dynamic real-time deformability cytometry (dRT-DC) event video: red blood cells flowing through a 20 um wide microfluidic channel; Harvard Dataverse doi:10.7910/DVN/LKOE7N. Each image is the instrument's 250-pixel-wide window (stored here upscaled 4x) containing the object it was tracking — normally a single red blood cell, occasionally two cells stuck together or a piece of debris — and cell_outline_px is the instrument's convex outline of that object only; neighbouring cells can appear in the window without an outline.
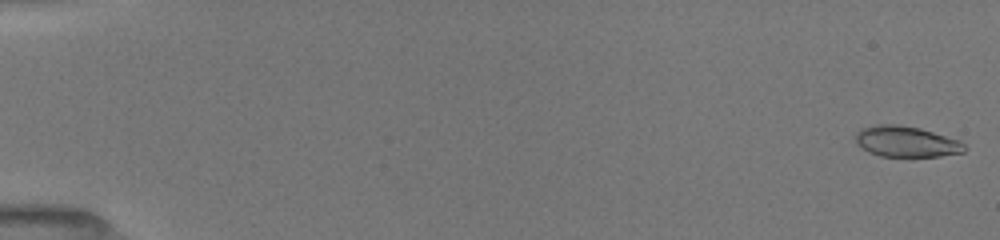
{"species": "common noctule bat (a hibernating species)", "species_latin": "Nyctalus noctula", "temperature_condition": "room temperature", "stored_images_in_passage": 52, "camera_frame_rate_fps": 3000, "um_per_image_px": 0.085, "animal": {"sex": "female", "body_mass_g": 19.5, "forearm_length_mm": 54.1}, "frame": {"image": 1, "passage_image": 1, "time_ms": 0.0, "image_size_px": [1000, 240], "cell_outline_px": [[968, 148], [964, 152], [940, 156], [880, 156], [868, 152], [856, 144], [856, 132], [860, 128], [876, 124], [896, 124], [920, 128], [960, 140]], "centroid_in_image_um": [77.02, 12.03], "position_along_channel_um": 8.0, "area_um2": 19.71}}
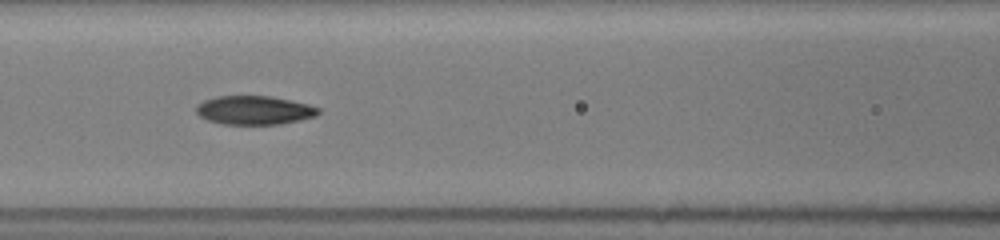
{"frame": {"image": 2, "passage_image": 24, "time_ms": 7.667, "image_size_px": [1000, 240], "cell_outline_px": [[320, 112], [316, 116], [300, 120], [280, 124], [224, 124], [208, 120], [200, 116], [196, 112], [196, 104], [204, 100], [216, 96], [272, 96], [292, 100], [308, 104], [320, 108]], "centroid_in_image_um": [21.62, 9.36], "position_along_channel_um": 145.0, "area_um2": 20.58}}
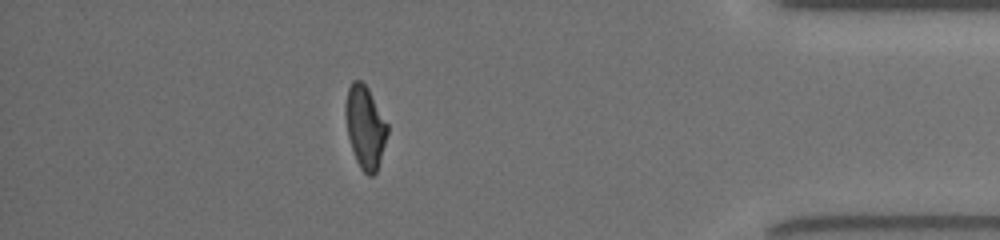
{"frame": {"image": 3, "passage_image": 46, "time_ms": 15.0, "image_size_px": [1000, 240], "cell_outline_px": [[388, 132], [380, 160], [376, 172], [372, 176], [368, 176], [360, 168], [356, 160], [348, 136], [344, 112], [344, 104], [348, 88], [352, 80], [360, 80], [368, 88], [388, 124]], "centroid_in_image_um": [31.02, 10.78], "position_along_channel_um": 404.2, "area_um2": 20.17}, "authors_computed_cell_mechanics": {"area_um2": 20.4901, "velocity_mm_per_s": 4.0244, "shape_relaxation_time_tau1_ms": 6.2227, "shape_relaxation_time_tau2_ms": 2.428, "deformation_change_tau1": 0.2186, "deformation_change_tau2": 0.0615}}